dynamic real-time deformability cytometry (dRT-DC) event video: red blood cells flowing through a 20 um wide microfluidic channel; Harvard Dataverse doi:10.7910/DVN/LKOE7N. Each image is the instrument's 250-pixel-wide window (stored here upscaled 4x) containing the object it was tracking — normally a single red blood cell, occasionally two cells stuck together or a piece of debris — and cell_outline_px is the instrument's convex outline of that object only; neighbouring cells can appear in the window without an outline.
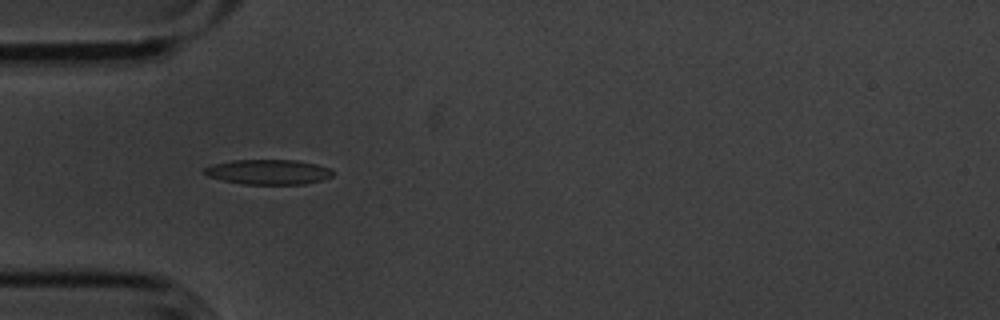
{"species": "common noctule bat (a hibernating species)", "species_latin": "Nyctalus noctula", "temperature_condition": "cold", "stored_images_in_passage": 7, "camera_frame_rate_fps": 3000, "um_per_image_px": 0.085, "animal": {"sex": "male", "body_mass_g": 20.1, "forearm_length_mm": 53.5}, "frame": {"image": 1, "passage_image": 4, "time_ms": 1.0, "image_size_px": [1000, 320], "cell_outline_px": [[336, 172], [332, 176], [320, 180], [304, 184], [244, 184], [224, 180], [208, 176], [204, 172], [204, 168], [216, 164], [232, 160], [296, 160], [316, 164], [332, 168]], "centroid_in_image_um": [22.88, 14.61], "position_along_channel_um": 62.1, "area_um2": 18.55}}